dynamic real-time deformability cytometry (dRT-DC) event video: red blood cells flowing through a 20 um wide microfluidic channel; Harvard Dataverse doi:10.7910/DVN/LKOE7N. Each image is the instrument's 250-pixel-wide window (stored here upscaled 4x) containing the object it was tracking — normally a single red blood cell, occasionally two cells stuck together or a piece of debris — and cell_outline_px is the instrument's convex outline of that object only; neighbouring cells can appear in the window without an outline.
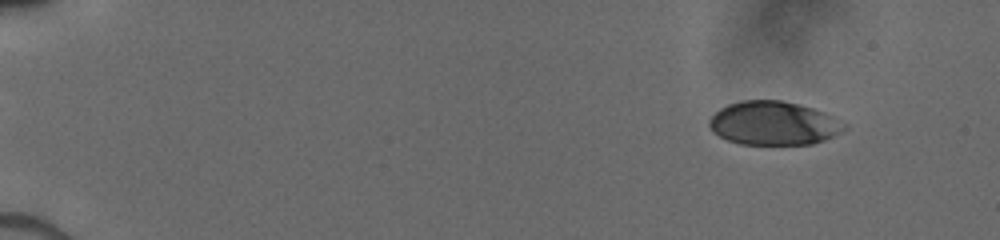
{"species": "human", "species_latin": "Homo sapiens", "temperature_condition": "cold", "stored_images_in_passage": 11, "camera_frame_rate_fps": 3000, "um_per_image_px": 0.085, "donor": {"sex": "male"}, "frame": {"image": 1, "passage_image": 3, "time_ms": 1.0, "image_size_px": [1000, 240], "cell_outline_px": [[848, 128], [824, 140], [812, 144], [740, 144], [728, 140], [712, 132], [708, 124], [708, 120], [720, 108], [728, 104], [740, 100], [780, 100], [812, 108], [824, 112], [848, 124]], "centroid_in_image_um": [65.75, 10.47], "position_along_channel_um": 19.3, "area_um2": 34.39}}
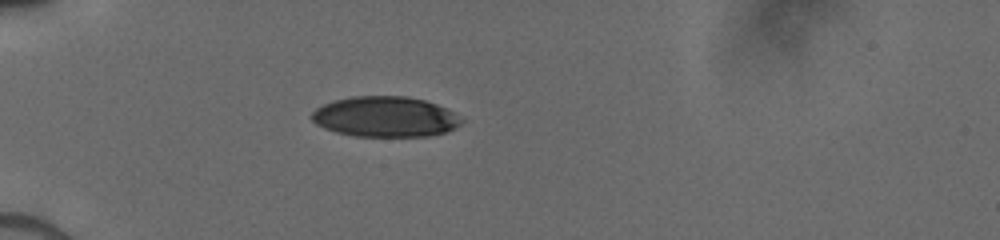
{"frame": {"image": 2, "passage_image": 9, "time_ms": 4.667, "image_size_px": [1000, 240], "cell_outline_px": [[464, 120], [456, 128], [444, 132], [428, 136], [352, 136], [336, 132], [324, 128], [316, 124], [308, 116], [316, 108], [324, 104], [336, 100], [352, 96], [408, 96], [424, 100], [436, 104], [452, 112]], "centroid_in_image_um": [32.71, 9.92], "position_along_channel_um": 52.3, "area_um2": 35.26}}
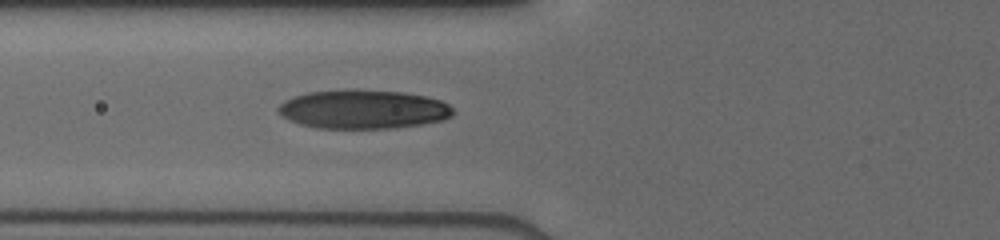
{"frame": {"image": 3, "passage_image": 11, "time_ms": 6.333, "image_size_px": [1000, 240], "cell_outline_px": [[456, 112], [452, 116], [440, 120], [420, 124], [392, 128], [316, 128], [300, 124], [288, 120], [276, 112], [276, 108], [284, 100], [292, 96], [308, 92], [352, 88], [356, 88], [404, 92], [428, 96], [440, 100], [448, 104]], "centroid_in_image_um": [30.83, 9.27], "position_along_channel_um": 95.0, "area_um2": 40.29}}